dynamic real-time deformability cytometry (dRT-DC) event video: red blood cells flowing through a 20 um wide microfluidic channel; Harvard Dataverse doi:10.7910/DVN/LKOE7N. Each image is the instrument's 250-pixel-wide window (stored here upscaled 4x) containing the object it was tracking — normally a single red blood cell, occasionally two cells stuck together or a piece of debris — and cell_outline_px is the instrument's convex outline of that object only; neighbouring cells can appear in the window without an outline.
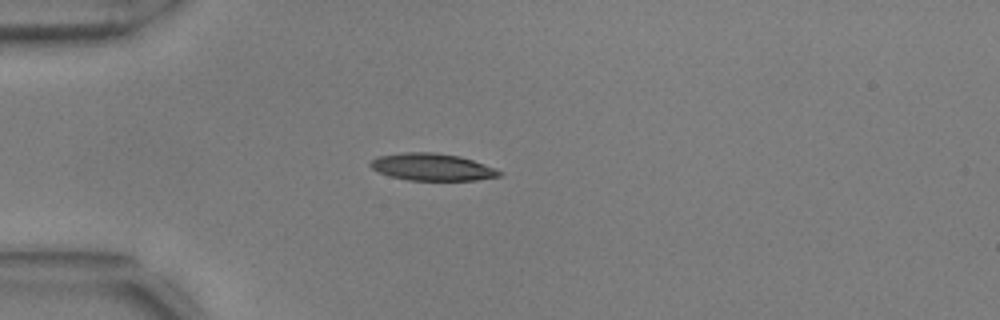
{"species": "common noctule bat (a hibernating species)", "species_latin": "Nyctalus noctula", "temperature_condition": "warm", "stored_images_in_passage": 7, "camera_frame_rate_fps": 3000, "um_per_image_px": 0.085, "animal": {"sex": "male", "body_mass_g": 17.9, "forearm_length_mm": 54.2}, "frame": {"image": 1, "passage_image": 1, "time_ms": 0.0, "image_size_px": [1000, 320], "cell_outline_px": [[504, 172], [500, 176], [476, 180], [408, 180], [392, 176], [380, 172], [372, 168], [368, 164], [376, 156], [400, 152], [432, 152], [460, 156], [496, 168]], "centroid_in_image_um": [36.74, 14.19], "position_along_channel_um": 48.3, "area_um2": 20.4}}